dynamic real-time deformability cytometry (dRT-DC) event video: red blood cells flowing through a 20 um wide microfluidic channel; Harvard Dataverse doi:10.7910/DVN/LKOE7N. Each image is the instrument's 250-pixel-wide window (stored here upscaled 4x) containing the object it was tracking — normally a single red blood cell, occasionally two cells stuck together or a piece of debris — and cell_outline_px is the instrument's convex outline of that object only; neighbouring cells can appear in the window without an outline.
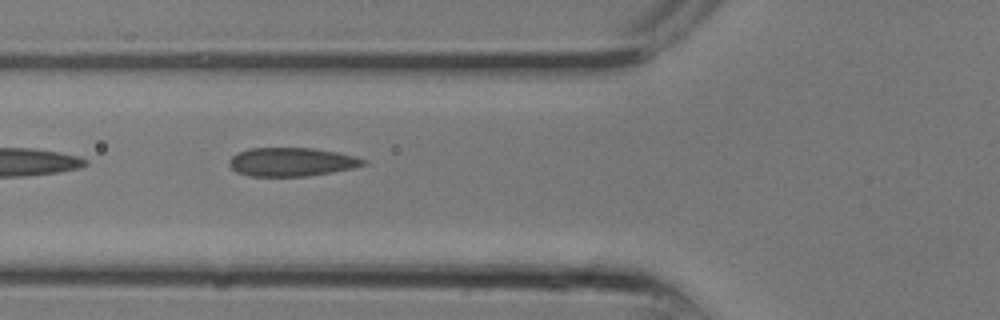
{"species": "common noctule bat (a hibernating species)", "species_latin": "Nyctalus noctula", "temperature_condition": "room temperature", "stored_images_in_passage": 6, "camera_frame_rate_fps": 3000, "um_per_image_px": 0.085, "animal": {"sex": "male", "body_mass_g": 13.3}, "frame": {"image": 1, "passage_image": 3, "time_ms": 0.667, "image_size_px": [1000, 320], "cell_outline_px": [[368, 164], [352, 168], [332, 172], [308, 176], [248, 176], [236, 172], [228, 164], [228, 160], [232, 156], [248, 148], [312, 148], [336, 152], [356, 156], [368, 160]], "centroid_in_image_um": [24.8, 13.76], "position_along_channel_um": 101.0, "area_um2": 22.48}}
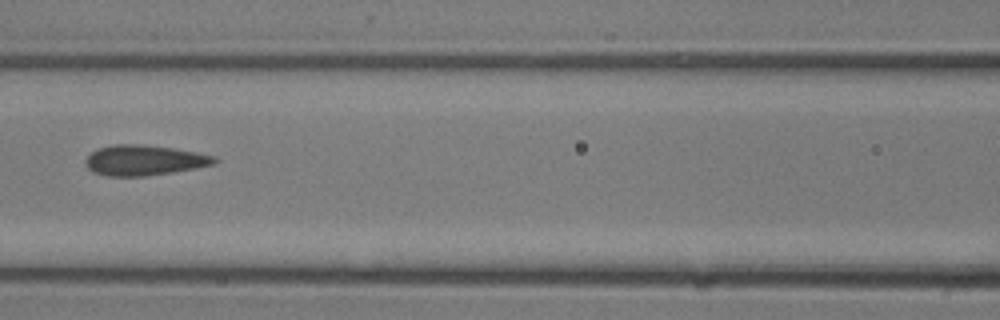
{"frame": {"image": 2, "passage_image": 5, "time_ms": 1.333, "image_size_px": [1000, 320], "cell_outline_px": [[220, 160], [216, 164], [196, 168], [172, 172], [144, 176], [108, 176], [92, 172], [84, 164], [84, 160], [92, 152], [100, 148], [112, 144], [144, 144], [172, 148], [196, 152], [216, 156]], "centroid_in_image_um": [12.27, 13.62], "position_along_channel_um": 154.3, "area_um2": 22.95}}